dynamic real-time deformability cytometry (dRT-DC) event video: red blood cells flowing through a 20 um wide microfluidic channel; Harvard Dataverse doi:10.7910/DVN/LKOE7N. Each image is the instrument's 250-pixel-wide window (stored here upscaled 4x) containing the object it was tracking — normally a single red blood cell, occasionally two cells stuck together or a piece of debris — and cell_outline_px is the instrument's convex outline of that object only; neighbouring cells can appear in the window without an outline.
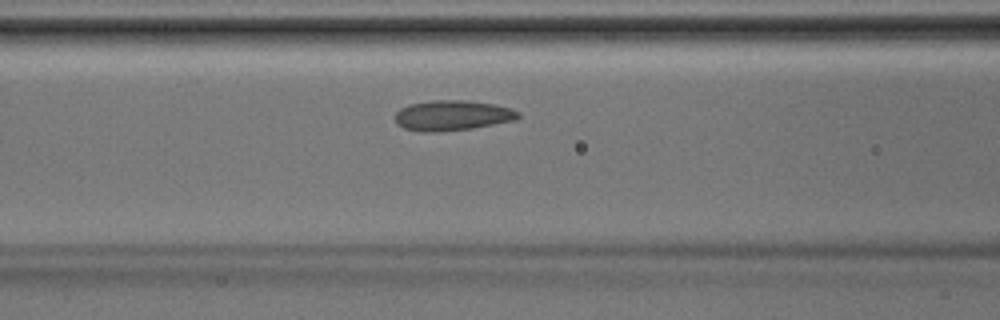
{"species": "Egyptian fruit bat (a non-hibernating species)", "species_latin": "Rousettus aegyptiacus", "temperature_condition": "room temperature", "stored_images_in_passage": 29, "camera_frame_rate_fps": 3000, "um_per_image_px": 0.085, "animal": {"sex": "male"}, "frame": {"image": 1, "passage_image": 10, "time_ms": 3.0, "image_size_px": [1000, 320], "cell_outline_px": [[520, 116], [516, 120], [472, 128], [432, 132], [420, 132], [404, 128], [396, 124], [396, 112], [400, 108], [412, 104], [432, 100], [468, 100], [496, 104], [512, 108], [520, 112]], "centroid_in_image_um": [38.48, 9.8], "position_along_channel_um": 128.1, "area_um2": 21.79}}
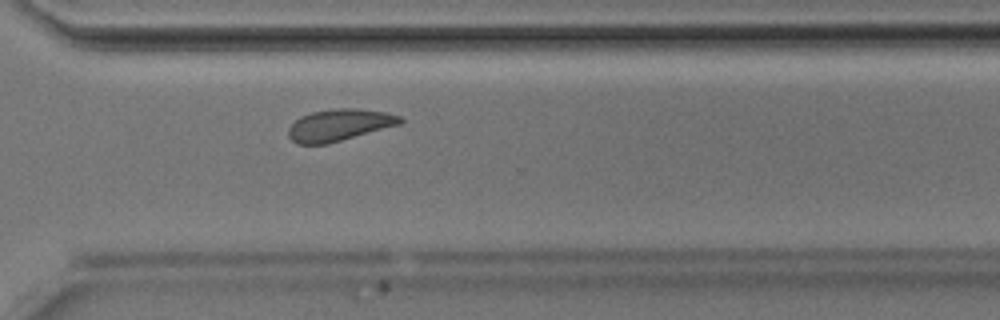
{"frame": {"image": 2, "passage_image": 23, "time_ms": 7.333, "image_size_px": [1000, 320], "cell_outline_px": [[404, 120], [400, 124], [328, 144], [300, 144], [292, 140], [288, 136], [288, 128], [300, 116], [312, 112], [336, 108], [356, 108], [388, 112], [404, 116]], "centroid_in_image_um": [28.87, 10.61], "position_along_channel_um": 341.7, "area_um2": 20.81}}
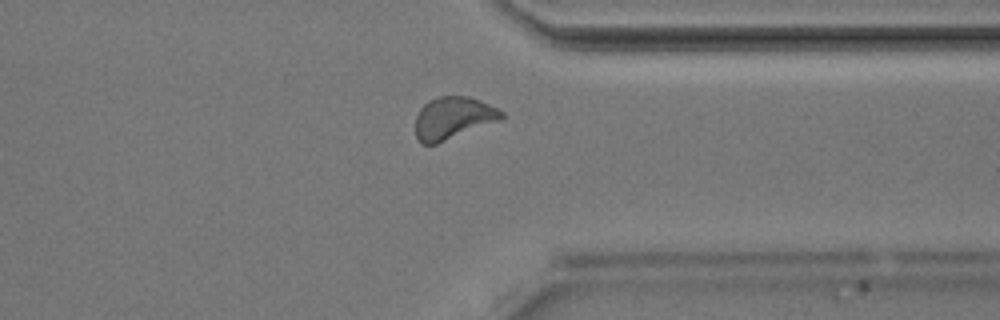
{"frame": {"image": 3, "passage_image": 25, "time_ms": 8.0, "image_size_px": [1000, 320], "cell_outline_px": [[504, 116], [496, 120], [436, 144], [420, 144], [416, 140], [416, 116], [420, 108], [428, 100], [440, 96], [468, 96], [480, 100], [504, 112]], "centroid_in_image_um": [38.44, 10.02], "position_along_channel_um": 373.0, "area_um2": 20.75}}